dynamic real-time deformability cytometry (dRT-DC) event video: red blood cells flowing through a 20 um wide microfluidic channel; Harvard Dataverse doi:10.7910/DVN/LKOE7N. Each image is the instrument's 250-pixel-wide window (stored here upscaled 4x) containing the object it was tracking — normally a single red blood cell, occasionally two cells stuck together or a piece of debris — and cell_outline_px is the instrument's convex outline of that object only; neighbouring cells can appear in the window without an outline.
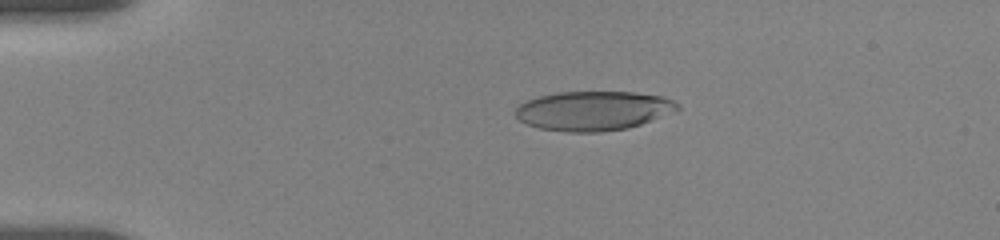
{"species": "human", "species_latin": "Homo sapiens", "temperature_condition": "room temperature", "stored_images_in_passage": 28, "camera_frame_rate_fps": 3000, "um_per_image_px": 0.085, "donor": {"sex": "female"}, "frame": {"image": 1, "passage_image": 9, "time_ms": 3.667, "image_size_px": [1000, 240], "cell_outline_px": [[680, 108], [640, 124], [628, 128], [600, 132], [568, 132], [540, 128], [528, 124], [520, 120], [516, 116], [516, 108], [520, 104], [528, 100], [540, 96], [556, 92], [636, 92], [664, 96], [680, 104]], "centroid_in_image_um": [50.43, 9.4], "position_along_channel_um": 34.6, "area_um2": 36.88}}
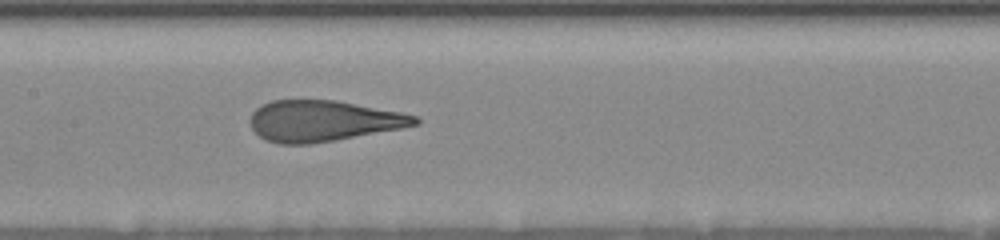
{"frame": {"image": 2, "passage_image": 20, "time_ms": 9.0, "image_size_px": [1000, 240], "cell_outline_px": [[420, 124], [400, 128], [332, 140], [308, 144], [280, 144], [268, 140], [260, 136], [252, 128], [248, 120], [252, 112], [260, 104], [272, 100], [336, 100], [400, 112], [416, 116], [420, 120]], "centroid_in_image_um": [27.41, 10.26], "position_along_channel_um": 180.0, "area_um2": 39.02}}
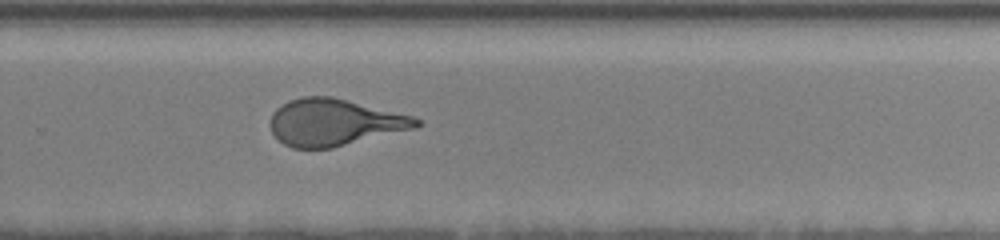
{"frame": {"image": 3, "passage_image": 28, "time_ms": 12.333, "image_size_px": [1000, 240], "cell_outline_px": [[420, 124], [416, 128], [332, 148], [292, 148], [284, 144], [272, 132], [268, 124], [272, 112], [276, 108], [288, 100], [304, 96], [332, 96], [412, 116], [420, 120]], "centroid_in_image_um": [28.37, 10.4], "position_along_channel_um": 301.4, "area_um2": 39.82}}